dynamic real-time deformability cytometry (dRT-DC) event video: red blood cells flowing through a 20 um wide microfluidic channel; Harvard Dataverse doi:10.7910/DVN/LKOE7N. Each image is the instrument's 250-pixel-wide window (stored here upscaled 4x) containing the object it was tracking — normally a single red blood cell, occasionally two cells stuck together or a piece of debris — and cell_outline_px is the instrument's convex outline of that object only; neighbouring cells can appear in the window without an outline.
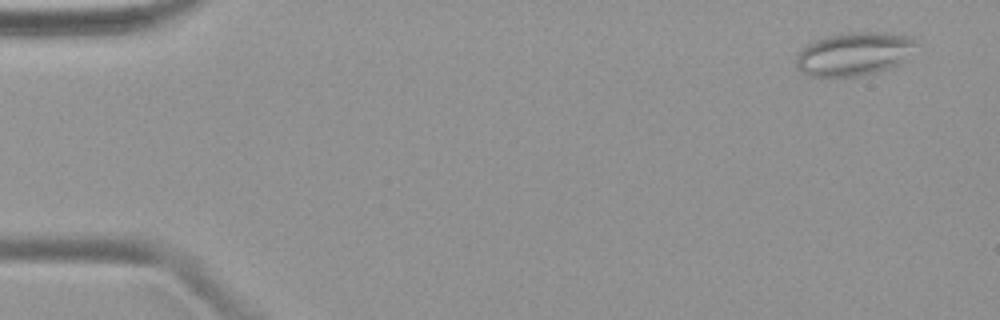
{"species": "common noctule bat (a hibernating species)", "species_latin": "Nyctalus noctula", "temperature_condition": "warm", "stored_images_in_passage": 49, "camera_frame_rate_fps": 3000, "um_per_image_px": 0.085, "animal": {"sex": "female", "body_mass_g": 19.9}, "frame": {"image": 1, "passage_image": 3, "time_ms": 0.667, "image_size_px": [1000, 320], "cell_outline_px": [[920, 44], [900, 64], [876, 72], [856, 76], [808, 76], [800, 72], [796, 64], [796, 56], [808, 44], [816, 40], [828, 36], [848, 32], [888, 32], [912, 36], [920, 40]], "centroid_in_image_um": [72.67, 4.56], "position_along_channel_um": 12.3, "area_um2": 30.58}}
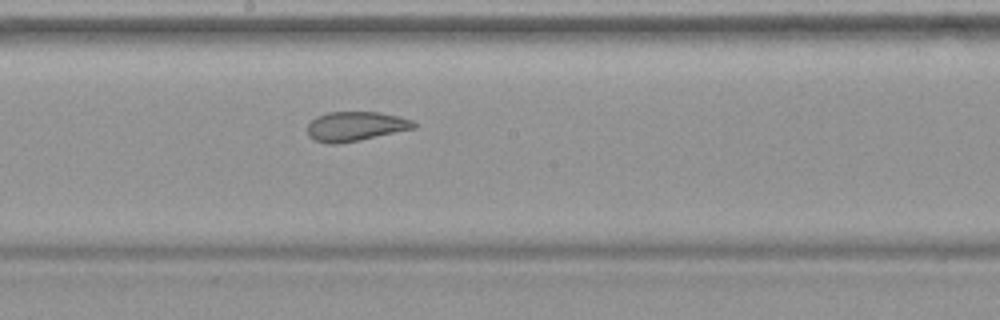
{"frame": {"image": 2, "passage_image": 27, "time_ms": 8.667, "image_size_px": [1000, 320], "cell_outline_px": [[416, 128], [360, 140], [336, 144], [328, 144], [312, 140], [308, 136], [308, 124], [316, 116], [328, 112], [380, 112], [412, 120], [416, 124]], "centroid_in_image_um": [30.19, 10.74], "position_along_channel_um": 218.0, "area_um2": 18.32}}
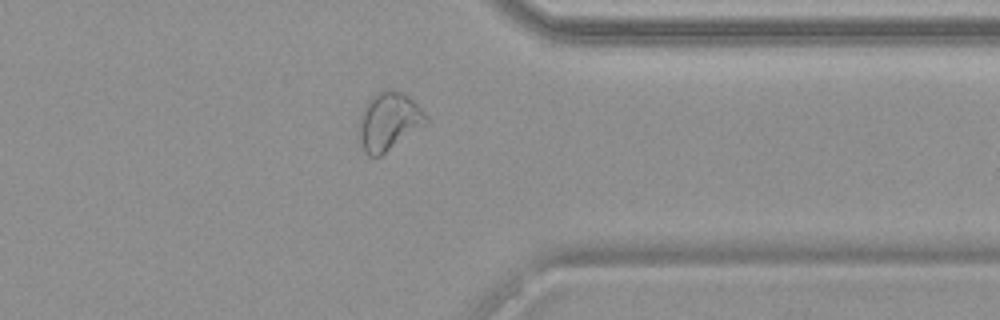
{"frame": {"image": 3, "passage_image": 39, "time_ms": 12.667, "image_size_px": [1000, 320], "cell_outline_px": [[428, 124], [380, 156], [368, 156], [364, 152], [360, 144], [360, 116], [364, 104], [372, 96], [388, 88], [392, 88], [404, 92], [428, 116]], "centroid_in_image_um": [33.06, 10.31], "position_along_channel_um": 378.3, "area_um2": 22.83}}